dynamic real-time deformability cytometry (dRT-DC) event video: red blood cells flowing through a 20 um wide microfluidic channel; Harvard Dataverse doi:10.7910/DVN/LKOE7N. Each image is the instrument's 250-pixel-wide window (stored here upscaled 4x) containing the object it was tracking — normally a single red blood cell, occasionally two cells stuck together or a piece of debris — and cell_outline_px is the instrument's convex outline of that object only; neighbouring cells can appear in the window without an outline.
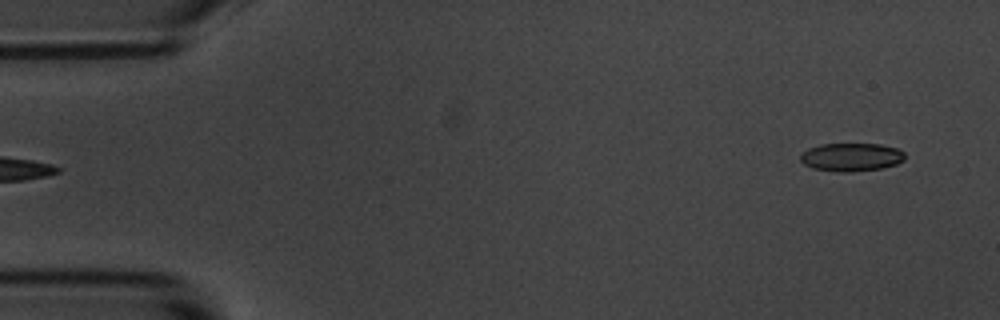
{"species": "common noctule bat (a hibernating species)", "species_latin": "Nyctalus noctula", "temperature_condition": "room temperature", "stored_images_in_passage": 5, "segment_of_instrument_passage": [2, 2], "camera_frame_rate_fps": 3000, "um_per_image_px": 0.085, "animal": {"sex": "male", "body_mass_g": 20.1, "forearm_length_mm": 53.5}, "frame": {"image": 1, "passage_image": 5, "time_ms": 5.667, "image_size_px": [1000, 320], "cell_outline_px": [[904, 160], [896, 164], [880, 168], [852, 172], [836, 172], [812, 168], [804, 164], [800, 160], [800, 152], [808, 148], [820, 144], [880, 144], [896, 148], [904, 152]], "centroid_in_image_um": [72.31, 13.35], "position_along_channel_um": 12.7, "area_um2": 17.28}}